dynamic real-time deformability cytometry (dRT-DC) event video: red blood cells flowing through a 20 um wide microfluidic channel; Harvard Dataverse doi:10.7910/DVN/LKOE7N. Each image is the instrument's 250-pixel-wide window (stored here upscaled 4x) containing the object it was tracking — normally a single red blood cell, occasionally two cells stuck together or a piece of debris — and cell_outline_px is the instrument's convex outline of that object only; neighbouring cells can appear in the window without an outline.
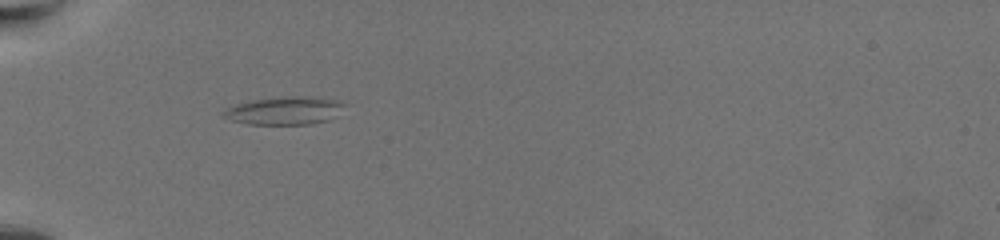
{"species": "common noctule bat (a hibernating species)", "species_latin": "Nyctalus noctula", "temperature_condition": "warm", "stored_images_in_passage": 29, "camera_frame_rate_fps": 3000, "um_per_image_px": 0.085, "animal": {"sex": "female", "body_mass_g": 19.5, "forearm_length_mm": 54.1}, "frame": {"image": 1, "passage_image": 1, "time_ms": 0.0, "image_size_px": [1000, 240], "cell_outline_px": [[344, 104], [328, 120], [308, 124], [248, 124], [232, 120], [220, 116], [228, 108], [236, 104], [256, 100], [332, 100]], "centroid_in_image_um": [24.02, 9.49], "position_along_channel_um": 61.0, "area_um2": 17.57}}
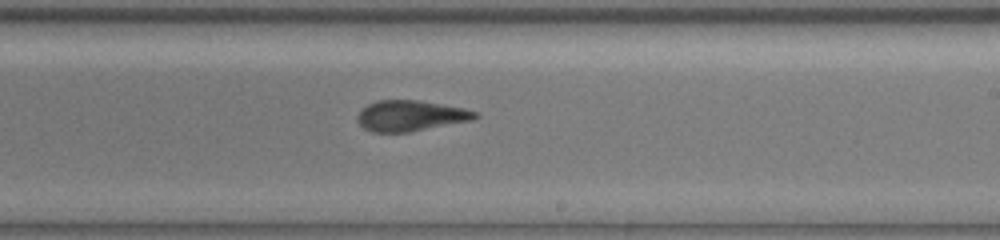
{"frame": {"image": 2, "passage_image": 14, "time_ms": 4.333, "image_size_px": [1000, 240], "cell_outline_px": [[480, 116], [472, 120], [408, 132], [372, 132], [364, 128], [360, 124], [356, 116], [368, 104], [376, 100], [416, 100], [464, 108], [476, 112]], "centroid_in_image_um": [34.89, 9.84], "position_along_channel_um": 254.1, "area_um2": 20.81}}
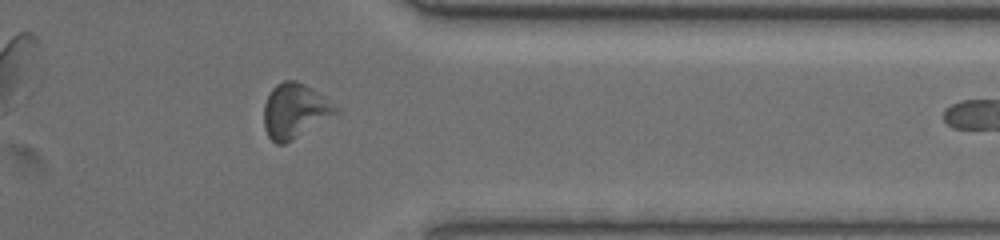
{"frame": {"image": 3, "passage_image": 26, "time_ms": 8.333, "image_size_px": [1000, 240], "cell_outline_px": [[340, 112], [292, 140], [284, 144], [276, 144], [268, 136], [264, 128], [264, 104], [272, 88], [276, 84], [284, 80], [296, 80], [304, 84], [336, 108]], "centroid_in_image_um": [24.99, 9.44], "position_along_channel_um": 386.4, "area_um2": 22.31}}